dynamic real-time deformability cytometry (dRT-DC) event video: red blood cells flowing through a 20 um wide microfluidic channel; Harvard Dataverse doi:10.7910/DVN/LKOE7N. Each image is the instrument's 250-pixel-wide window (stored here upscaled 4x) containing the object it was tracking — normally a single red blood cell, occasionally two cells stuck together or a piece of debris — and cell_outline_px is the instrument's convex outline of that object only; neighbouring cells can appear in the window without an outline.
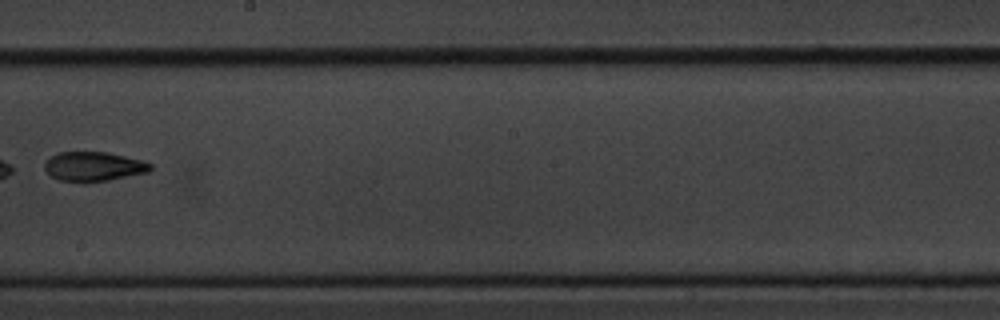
{"species": "common noctule bat (a hibernating species)", "species_latin": "Nyctalus noctula", "temperature_condition": "cold", "stored_images_in_passage": 13, "camera_frame_rate_fps": 3000, "um_per_image_px": 0.085, "animal": {"sex": "male", "body_mass_g": 20.1, "forearm_length_mm": 53.5}, "frame": {"image": 1, "passage_image": 8, "time_ms": 9.333, "image_size_px": [1000, 320], "cell_outline_px": [[152, 168], [148, 172], [108, 180], [60, 180], [52, 176], [44, 168], [44, 164], [52, 156], [60, 152], [108, 152], [140, 160], [152, 164]], "centroid_in_image_um": [7.98, 14.12], "position_along_channel_um": 240.2, "area_um2": 17.46}}
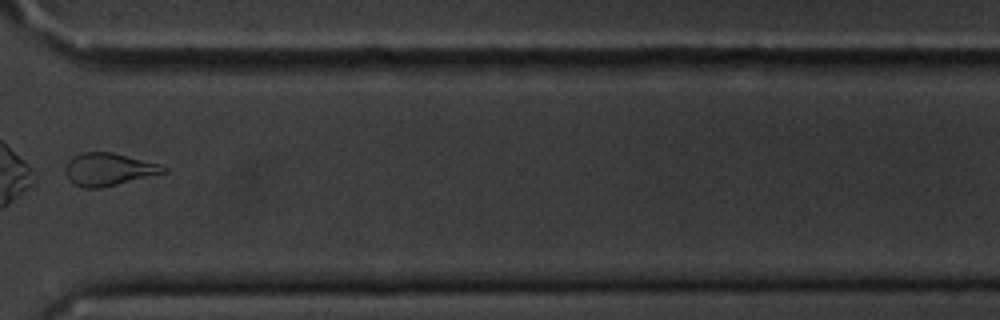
{"frame": {"image": 2, "passage_image": 11, "time_ms": 12.667, "image_size_px": [1000, 320], "cell_outline_px": [[168, 172], [100, 188], [84, 188], [68, 180], [64, 172], [64, 168], [68, 160], [72, 156], [84, 152], [112, 152], [156, 164], [168, 168]], "centroid_in_image_um": [9.17, 14.4], "position_along_channel_um": 361.4, "area_um2": 18.5}, "authors_computed_cell_mechanics": {"area_um2": 18.496, "velocity_mm_per_s": 3.64, "shape_relaxation_time_tau1_ms": null, "shape_relaxation_time_tau2_ms": 3.2265, "deformation_change_tau1": null, "deformation_change_tau2": 0.1057}}